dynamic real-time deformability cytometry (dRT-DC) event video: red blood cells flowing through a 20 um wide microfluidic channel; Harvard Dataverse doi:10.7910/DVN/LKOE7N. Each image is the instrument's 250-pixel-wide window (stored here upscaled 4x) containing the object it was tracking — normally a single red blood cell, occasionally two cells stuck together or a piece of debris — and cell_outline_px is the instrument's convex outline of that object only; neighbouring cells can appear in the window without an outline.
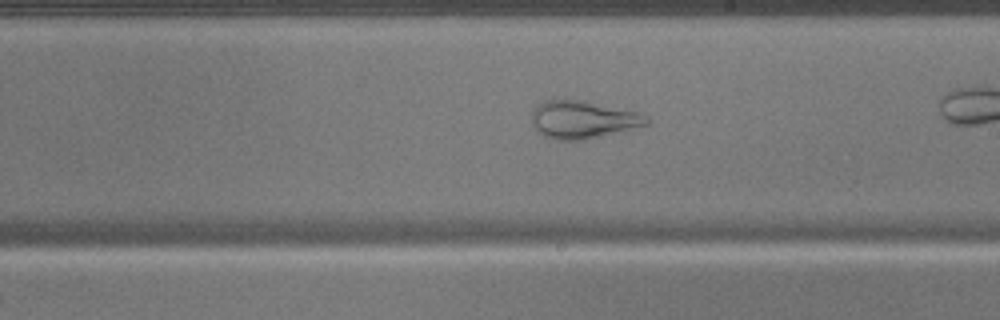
{"species": "common noctule bat (a hibernating species)", "species_latin": "Nyctalus noctula", "temperature_condition": "warm", "stored_images_in_passage": 41, "camera_frame_rate_fps": 3000, "um_per_image_px": 0.085, "animal": {"sex": "male", "body_mass_g": 17.9}, "frame": {"image": 1, "passage_image": 30, "time_ms": 9.667, "image_size_px": [1000, 320], "cell_outline_px": [[648, 124], [580, 140], [556, 140], [544, 136], [532, 124], [532, 112], [536, 104], [544, 100], [564, 96], [644, 112], [648, 116]], "centroid_in_image_um": [49.51, 10.09], "position_along_channel_um": 239.5, "area_um2": 25.78}}